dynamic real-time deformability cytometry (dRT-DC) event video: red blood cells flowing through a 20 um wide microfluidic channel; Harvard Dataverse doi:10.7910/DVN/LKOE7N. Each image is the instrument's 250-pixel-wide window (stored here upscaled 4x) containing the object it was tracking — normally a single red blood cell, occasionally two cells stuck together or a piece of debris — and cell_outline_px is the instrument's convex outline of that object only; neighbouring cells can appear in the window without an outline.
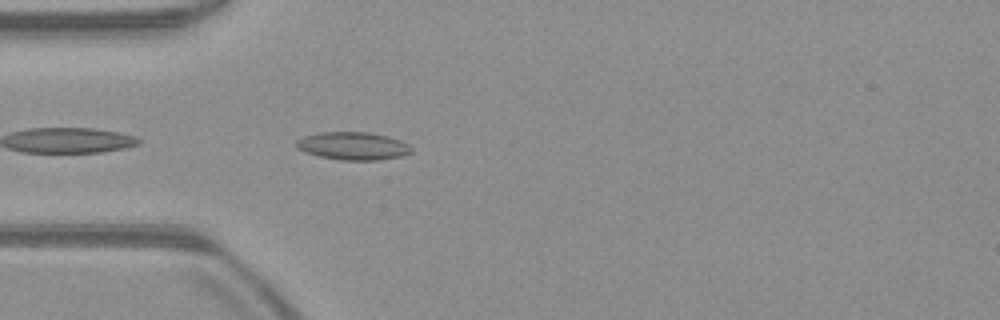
{"species": "common noctule bat (a hibernating species)", "species_latin": "Nyctalus noctula", "temperature_condition": "warm", "stored_images_in_passage": 39, "camera_frame_rate_fps": 3000, "um_per_image_px": 0.085, "animal": {"sex": "male", "body_mass_g": 23.1, "forearm_length_mm": 52.7}, "frame": {"image": 1, "passage_image": 2, "time_ms": 0.333, "image_size_px": [1000, 320], "cell_outline_px": [[412, 152], [404, 156], [380, 160], [340, 160], [320, 156], [304, 152], [296, 148], [296, 140], [304, 136], [320, 132], [368, 132], [388, 136], [400, 140], [408, 144], [412, 148]], "centroid_in_image_um": [30.02, 12.41], "position_along_channel_um": 55.0, "area_um2": 18.84}}
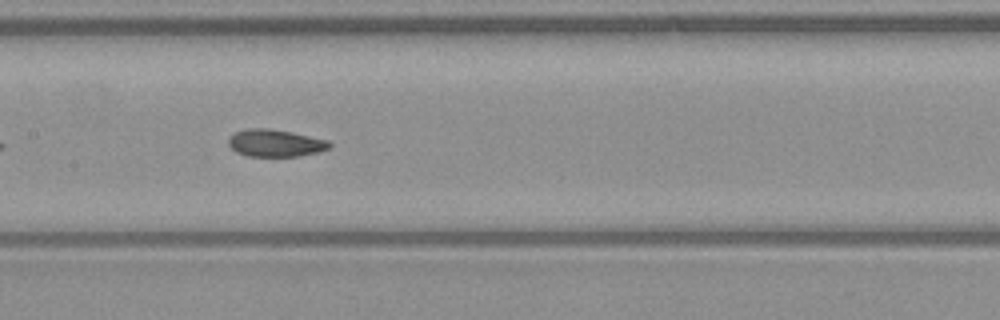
{"frame": {"image": 2, "passage_image": 12, "time_ms": 3.667, "image_size_px": [1000, 320], "cell_outline_px": [[332, 148], [320, 152], [300, 156], [248, 156], [236, 152], [228, 144], [228, 140], [236, 132], [248, 128], [268, 128], [292, 132], [328, 140], [332, 144]], "centroid_in_image_um": [23.46, 12.16], "position_along_channel_um": 183.9, "area_um2": 16.13}}
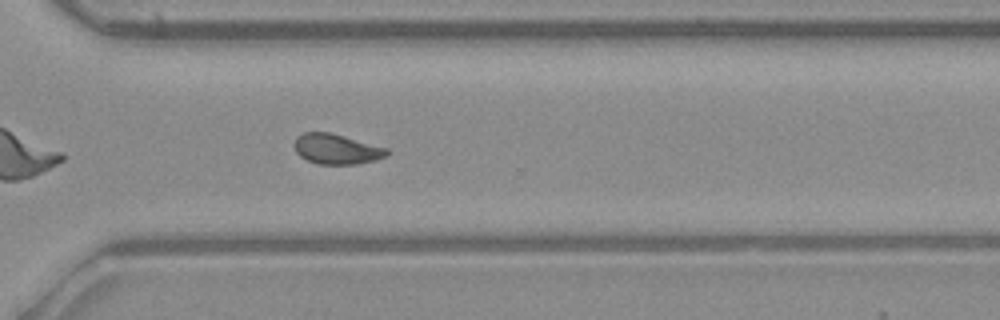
{"frame": {"image": 3, "passage_image": 24, "time_ms": 7.667, "image_size_px": [1000, 320], "cell_outline_px": [[388, 156], [376, 160], [356, 164], [316, 164], [300, 156], [296, 152], [296, 136], [304, 132], [328, 132], [344, 136], [388, 148]], "centroid_in_image_um": [28.63, 12.67], "position_along_channel_um": 342.0, "area_um2": 16.18}, "authors_computed_cell_mechanics": {"area_um2": 16.762, "velocity_mm_per_s": 3.9622, "shape_relaxation_time_tau1_ms": null, "shape_relaxation_time_tau2_ms": 2.4475, "deformation_change_tau1": null, "deformation_change_tau2": 0.0668}}